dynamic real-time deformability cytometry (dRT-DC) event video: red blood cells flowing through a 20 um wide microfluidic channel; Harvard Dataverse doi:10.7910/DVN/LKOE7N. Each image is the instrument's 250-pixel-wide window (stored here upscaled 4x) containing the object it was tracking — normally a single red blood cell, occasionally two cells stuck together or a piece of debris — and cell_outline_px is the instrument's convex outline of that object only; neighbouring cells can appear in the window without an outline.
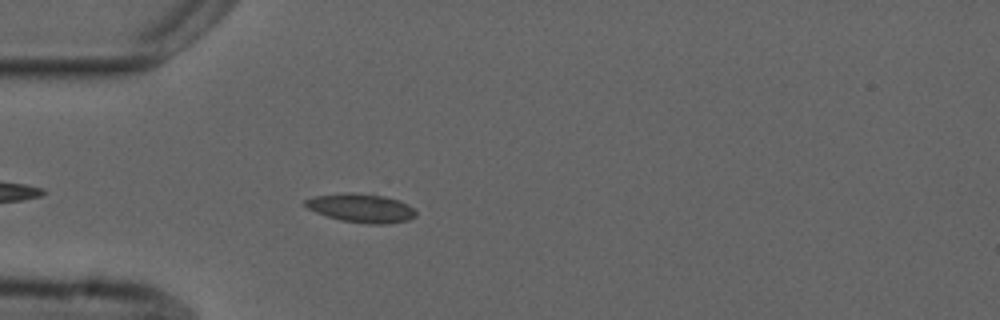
{"species": "common noctule bat (a hibernating species)", "species_latin": "Nyctalus noctula", "temperature_condition": "cold", "stored_images_in_passage": 3, "camera_frame_rate_fps": 3000, "um_per_image_px": 0.085, "animal": {"sex": "male", "forearm_length_mm": 52.5}, "frame": {"image": 1, "passage_image": 3, "time_ms": 3.667, "image_size_px": [1000, 320], "cell_outline_px": [[416, 216], [408, 220], [388, 224], [368, 224], [340, 220], [316, 212], [308, 208], [304, 204], [304, 200], [316, 196], [344, 192], [372, 192], [400, 200], [408, 204], [416, 212]], "centroid_in_image_um": [30.74, 17.66], "position_along_channel_um": 54.3, "area_um2": 18.9}}